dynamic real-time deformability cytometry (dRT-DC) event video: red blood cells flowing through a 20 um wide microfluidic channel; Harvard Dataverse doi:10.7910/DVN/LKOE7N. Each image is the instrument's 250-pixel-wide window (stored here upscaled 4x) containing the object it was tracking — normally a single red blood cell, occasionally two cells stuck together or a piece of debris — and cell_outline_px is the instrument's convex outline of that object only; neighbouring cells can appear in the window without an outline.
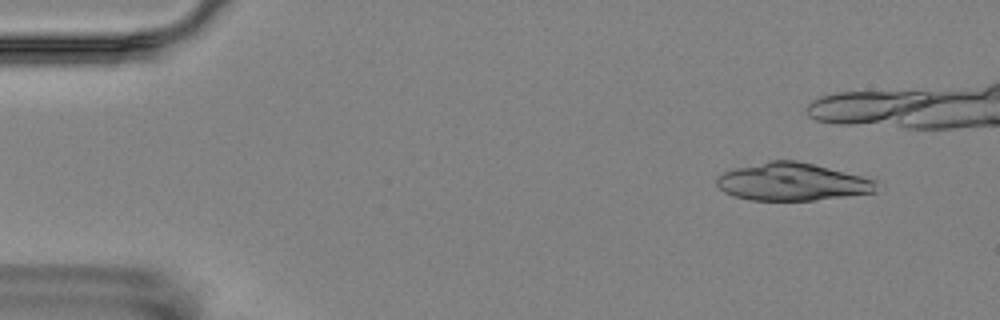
{"species": "Egyptian fruit bat (a non-hibernating species)", "species_latin": "Rousettus aegyptiacus", "temperature_condition": "room temperature", "stored_images_in_passage": 8, "camera_frame_rate_fps": 3000, "um_per_image_px": 0.085, "animal": {"sex": "female"}, "frame": {"image": 1, "passage_image": 2, "time_ms": 1.0, "image_size_px": [1000, 320], "cell_outline_px": [[876, 192], [812, 200], [752, 200], [732, 196], [724, 192], [716, 184], [716, 176], [724, 172], [736, 168], [772, 160], [796, 160], [876, 180]], "centroid_in_image_um": [67.28, 15.46], "position_along_channel_um": 17.7, "area_um2": 34.56}}